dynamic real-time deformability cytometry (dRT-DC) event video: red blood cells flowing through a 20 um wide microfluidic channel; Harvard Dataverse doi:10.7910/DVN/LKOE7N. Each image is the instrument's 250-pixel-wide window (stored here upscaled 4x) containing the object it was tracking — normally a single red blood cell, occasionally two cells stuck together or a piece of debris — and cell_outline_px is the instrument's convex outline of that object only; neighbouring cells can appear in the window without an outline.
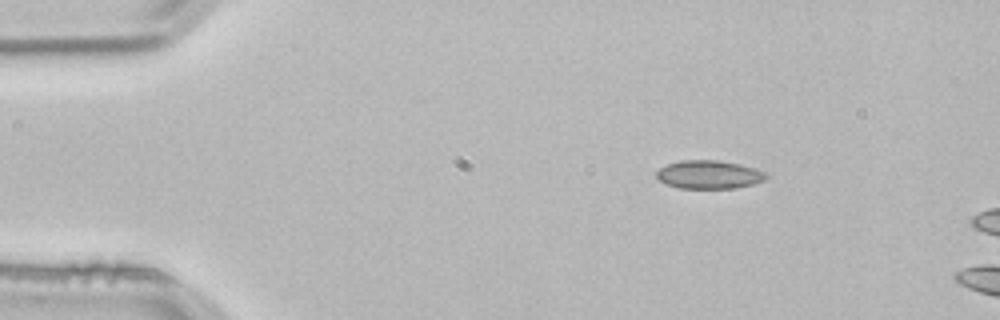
{"species": "common noctule bat (a hibernating species)", "species_latin": "Nyctalus noctula", "temperature_condition": "room temperature", "stored_images_in_passage": 2, "camera_frame_rate_fps": 3000, "um_per_image_px": 0.085, "animal": {"sex": "male", "body_mass_g": 21.5, "forearm_length_mm": 52.0}, "frame": {"image": 1, "passage_image": 1, "time_ms": 0.0, "image_size_px": [1000, 320], "cell_outline_px": [[768, 176], [764, 180], [752, 184], [736, 188], [680, 188], [668, 184], [660, 180], [656, 176], [656, 172], [660, 168], [668, 164], [680, 160], [720, 160], [740, 164], [764, 172]], "centroid_in_image_um": [60.26, 14.83], "position_along_channel_um": 24.7, "area_um2": 17.92}}